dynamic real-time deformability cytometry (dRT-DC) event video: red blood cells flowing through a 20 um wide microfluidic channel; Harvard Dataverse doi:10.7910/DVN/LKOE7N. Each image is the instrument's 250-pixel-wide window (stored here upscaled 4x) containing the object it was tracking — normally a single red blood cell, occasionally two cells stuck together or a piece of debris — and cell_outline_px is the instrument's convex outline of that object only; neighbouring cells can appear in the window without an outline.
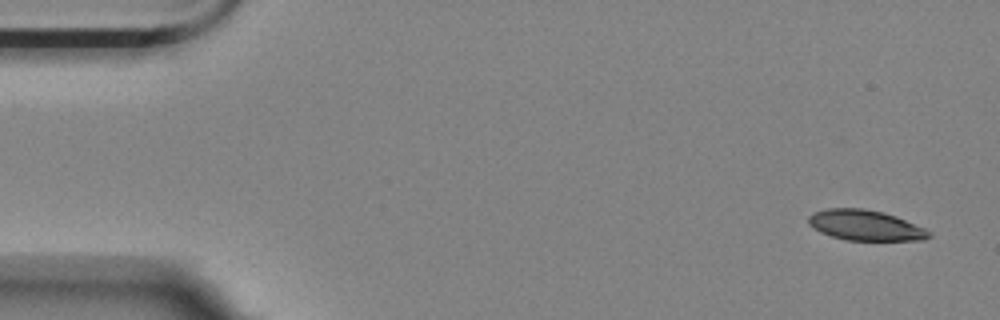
{"species": "Egyptian fruit bat (a non-hibernating species)", "species_latin": "Rousettus aegyptiacus", "temperature_condition": "room temperature", "stored_images_in_passage": 6, "camera_frame_rate_fps": 3000, "um_per_image_px": 0.085, "animal": {"sex": "female"}, "frame": {"image": 1, "passage_image": 1, "time_ms": 0.0, "image_size_px": [1000, 320], "cell_outline_px": [[932, 236], [924, 240], [844, 240], [820, 232], [812, 228], [808, 224], [808, 216], [812, 212], [828, 208], [864, 208], [884, 212], [896, 216], [924, 228], [932, 232]], "centroid_in_image_um": [73.54, 19.14], "position_along_channel_um": 11.5, "area_um2": 21.56}}
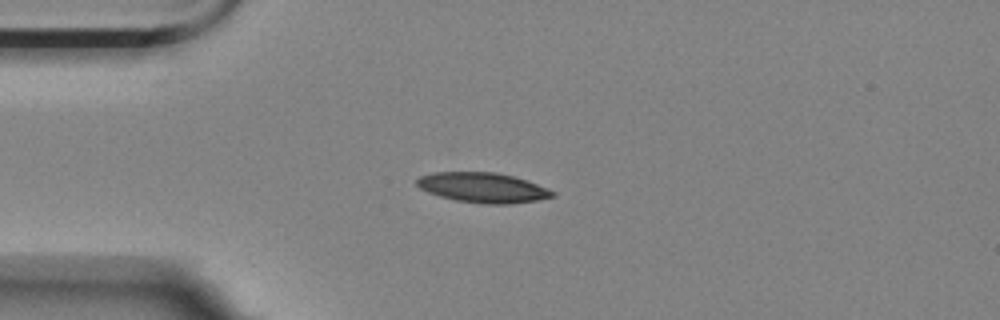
{"frame": {"image": 2, "passage_image": 4, "time_ms": 3.667, "image_size_px": [1000, 320], "cell_outline_px": [[556, 196], [536, 200], [512, 204], [480, 204], [456, 200], [440, 196], [428, 192], [420, 188], [416, 184], [416, 180], [420, 176], [432, 172], [496, 172], [512, 176], [548, 188], [556, 192]], "centroid_in_image_um": [41.04, 15.95], "position_along_channel_um": 44.0, "area_um2": 23.7}}
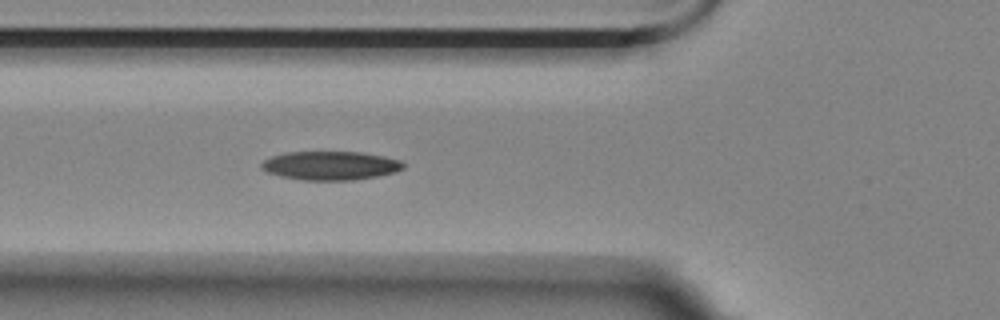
{"frame": {"image": 3, "passage_image": 6, "time_ms": 5.667, "image_size_px": [1000, 320], "cell_outline_px": [[404, 168], [396, 172], [356, 180], [304, 180], [280, 176], [268, 172], [260, 168], [260, 164], [264, 160], [272, 156], [284, 152], [360, 152], [384, 156], [400, 160], [404, 164]], "centroid_in_image_um": [28.08, 14.07], "position_along_channel_um": 97.7, "area_um2": 23.81}}